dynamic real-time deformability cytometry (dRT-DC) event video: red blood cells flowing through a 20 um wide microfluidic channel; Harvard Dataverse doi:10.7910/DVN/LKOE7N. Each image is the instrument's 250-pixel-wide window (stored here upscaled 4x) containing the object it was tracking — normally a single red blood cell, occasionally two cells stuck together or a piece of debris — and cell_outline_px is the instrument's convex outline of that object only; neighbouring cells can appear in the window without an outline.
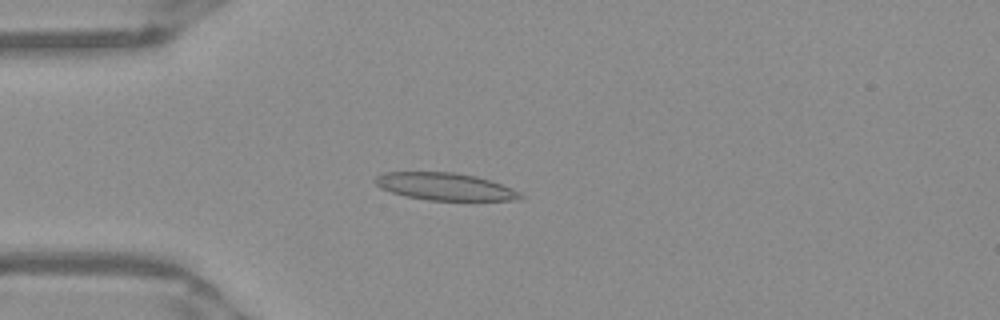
{"species": "Egyptian fruit bat (a non-hibernating species)", "species_latin": "Rousettus aegyptiacus", "temperature_condition": "warm", "stored_images_in_passage": 52, "camera_frame_rate_fps": 3000, "um_per_image_px": 0.085, "frame": {"image": 1, "passage_image": 14, "time_ms": 4.333, "image_size_px": [1000, 320], "cell_outline_px": [[524, 196], [520, 200], [428, 200], [404, 196], [380, 188], [376, 184], [376, 176], [384, 172], [452, 172], [476, 176], [512, 188], [520, 192]], "centroid_in_image_um": [37.82, 15.86], "position_along_channel_um": 47.2, "area_um2": 23.0}}
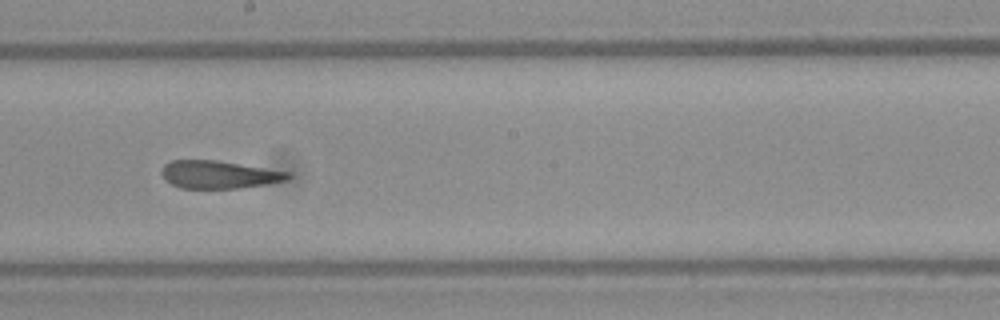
{"frame": {"image": 2, "passage_image": 29, "time_ms": 9.333, "image_size_px": [1000, 320], "cell_outline_px": [[292, 176], [288, 180], [240, 188], [180, 188], [172, 184], [160, 172], [164, 164], [172, 160], [216, 160], [288, 172]], "centroid_in_image_um": [18.59, 14.83], "position_along_channel_um": 229.6, "area_um2": 20.17}}
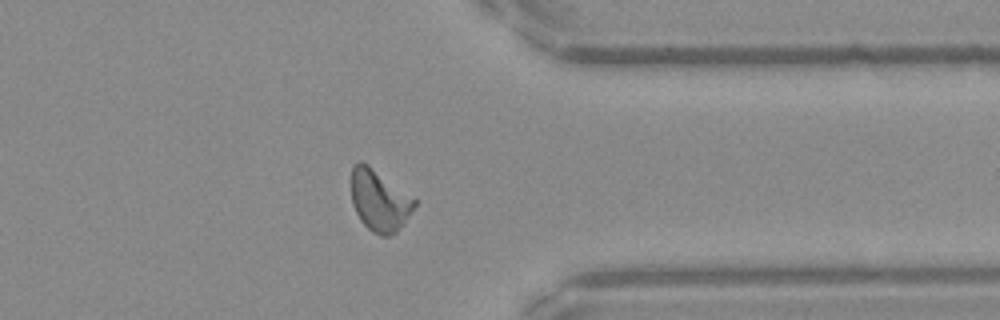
{"frame": {"image": 3, "passage_image": 41, "time_ms": 13.333, "image_size_px": [1000, 320], "cell_outline_px": [[416, 204], [404, 224], [396, 232], [388, 236], [380, 236], [372, 232], [360, 220], [352, 204], [352, 168], [360, 160], [368, 164], [416, 200]], "centroid_in_image_um": [32.24, 17.07], "position_along_channel_um": 379.2, "area_um2": 22.31}, "authors_computed_cell_mechanics": {"area_um2": 22.0218, "velocity_mm_per_s": 3.9316, "shape_relaxation_time_tau1_ms": 10.1584, "shape_relaxation_time_tau2_ms": 1.7867, "deformation_change_tau1": 0.2803, "deformation_change_tau2": 0.1163}}